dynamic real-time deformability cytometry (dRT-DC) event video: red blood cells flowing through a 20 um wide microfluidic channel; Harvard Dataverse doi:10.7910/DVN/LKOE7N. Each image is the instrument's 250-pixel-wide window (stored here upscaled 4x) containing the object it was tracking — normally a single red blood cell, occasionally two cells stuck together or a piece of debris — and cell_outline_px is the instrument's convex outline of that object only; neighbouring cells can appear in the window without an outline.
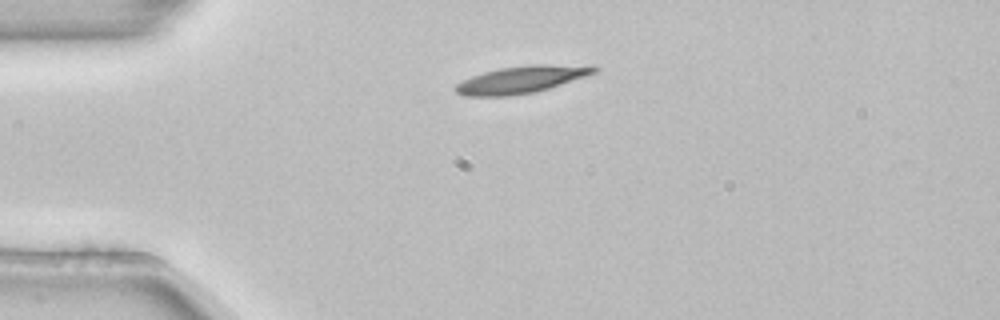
{"species": "common noctule bat (a hibernating species)", "species_latin": "Nyctalus noctula", "temperature_condition": "room temperature", "stored_images_in_passage": 3, "camera_frame_rate_fps": 3000, "um_per_image_px": 0.085, "animal": {"sex": "female", "body_mass_g": 22.7, "forearm_length_mm": 54.2}, "frame": {"image": 1, "passage_image": 1, "time_ms": 0.0, "image_size_px": [1000, 320], "cell_outline_px": [[600, 68], [596, 72], [548, 88], [532, 92], [512, 96], [464, 96], [456, 92], [452, 88], [456, 84], [472, 76], [484, 72], [500, 68], [528, 64], [596, 64]], "centroid_in_image_um": [44.36, 6.73], "position_along_channel_um": 40.6, "area_um2": 22.14}}